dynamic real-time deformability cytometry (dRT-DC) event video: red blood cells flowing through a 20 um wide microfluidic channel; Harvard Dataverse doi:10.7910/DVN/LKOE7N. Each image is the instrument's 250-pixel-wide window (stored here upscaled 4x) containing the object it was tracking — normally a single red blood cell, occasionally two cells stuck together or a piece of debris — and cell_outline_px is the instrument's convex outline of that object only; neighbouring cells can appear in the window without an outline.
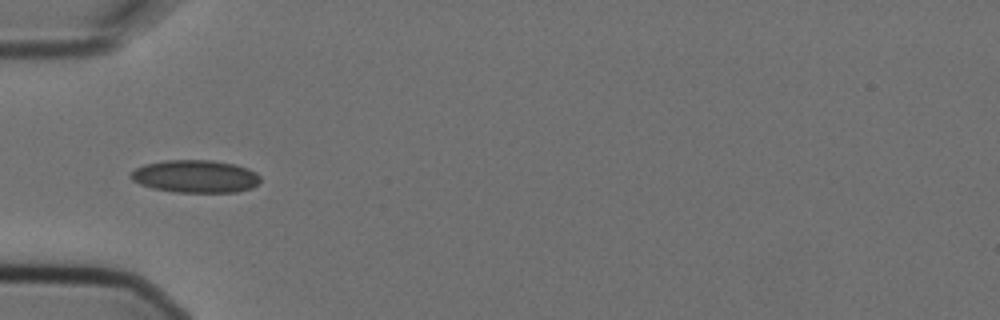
{"species": "Egyptian fruit bat (a non-hibernating species)", "species_latin": "Rousettus aegyptiacus", "temperature_condition": "cold", "stored_images_in_passage": 9, "camera_frame_rate_fps": 3000, "um_per_image_px": 0.085, "animal": {"sex": "female"}, "frame": {"image": 1, "passage_image": 6, "time_ms": 1.667, "image_size_px": [1000, 320], "cell_outline_px": [[260, 180], [252, 188], [236, 192], [176, 192], [152, 188], [140, 184], [132, 180], [128, 176], [136, 168], [144, 164], [164, 160], [212, 160], [232, 164], [248, 168], [256, 172], [260, 176]], "centroid_in_image_um": [16.59, 14.99], "position_along_channel_um": 68.4, "area_um2": 24.68}}
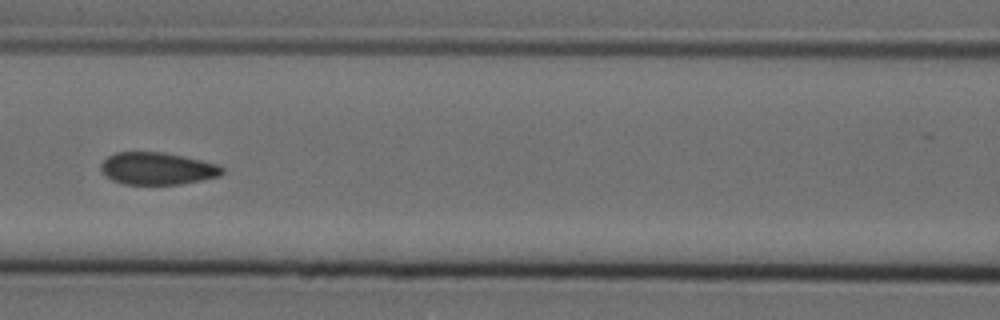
{"frame": {"image": 2, "passage_image": 8, "time_ms": 2.333, "image_size_px": [1000, 320], "cell_outline_px": [[224, 172], [220, 176], [180, 184], [124, 184], [112, 180], [104, 176], [100, 172], [100, 164], [108, 156], [116, 152], [164, 152], [184, 156], [220, 164], [224, 168]], "centroid_in_image_um": [13.36, 14.32], "position_along_channel_um": 153.2, "area_um2": 23.06}}
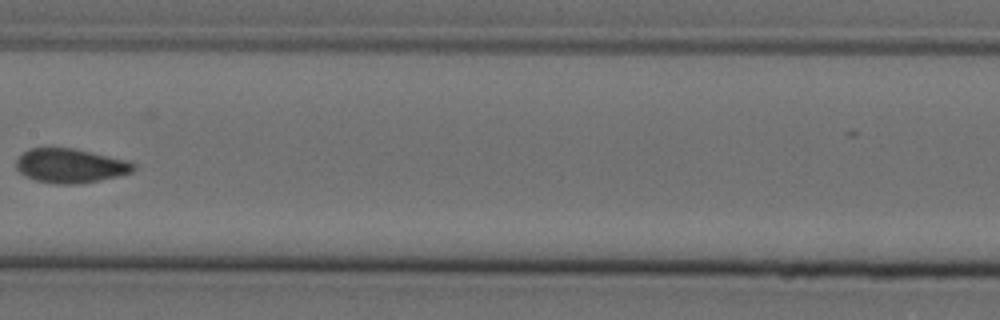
{"frame": {"image": 3, "passage_image": 9, "time_ms": 2.667, "image_size_px": [1000, 320], "cell_outline_px": [[136, 168], [132, 172], [100, 180], [80, 184], [60, 184], [36, 180], [24, 176], [16, 168], [16, 160], [28, 148], [72, 148], [128, 160], [136, 164]], "centroid_in_image_um": [5.99, 14.09], "position_along_channel_um": 201.4, "area_um2": 23.35}}